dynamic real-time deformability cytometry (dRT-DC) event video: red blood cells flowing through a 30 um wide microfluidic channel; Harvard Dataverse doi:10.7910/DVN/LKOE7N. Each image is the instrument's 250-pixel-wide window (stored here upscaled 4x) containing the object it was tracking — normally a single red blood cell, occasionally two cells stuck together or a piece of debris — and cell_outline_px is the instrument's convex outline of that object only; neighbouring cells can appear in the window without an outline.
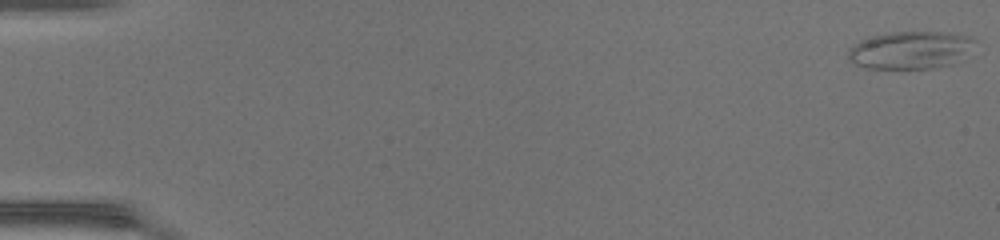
{"species": "common noctule bat (a hibernating species)", "species_latin": "Nyctalus noctula", "temperature_condition": "warm", "stored_images_in_passage": 49, "camera_frame_rate_fps": 3000, "um_per_image_px": 0.085, "animal": {"sex": "female", "body_mass_g": 17.0, "forearm_length_mm": 48.0}, "frame": {"image": 1, "passage_image": 1, "time_ms": 0.0, "image_size_px": [1000, 240], "cell_outline_px": [[976, 40], [956, 64], [932, 68], [864, 68], [848, 60], [848, 48], [860, 40], [888, 32], [948, 32], [972, 36]], "centroid_in_image_um": [77.37, 4.25], "position_along_channel_um": 7.6, "area_um2": 27.8}}
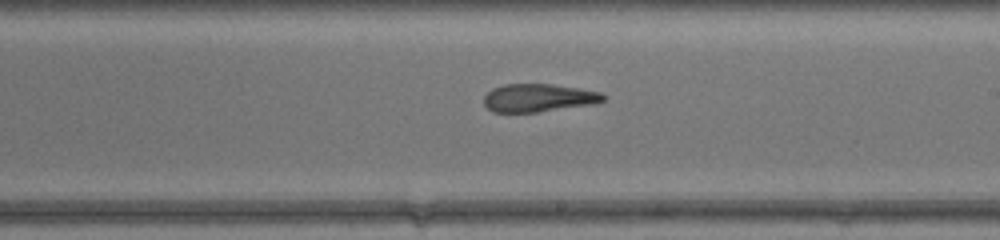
{"frame": {"image": 2, "passage_image": 30, "time_ms": 9.667, "image_size_px": [1000, 240], "cell_outline_px": [[608, 96], [604, 100], [596, 104], [536, 112], [492, 112], [484, 104], [484, 96], [492, 88], [504, 84], [552, 84], [580, 88], [600, 92]], "centroid_in_image_um": [45.8, 8.31], "position_along_channel_um": 243.2, "area_um2": 19.65}}
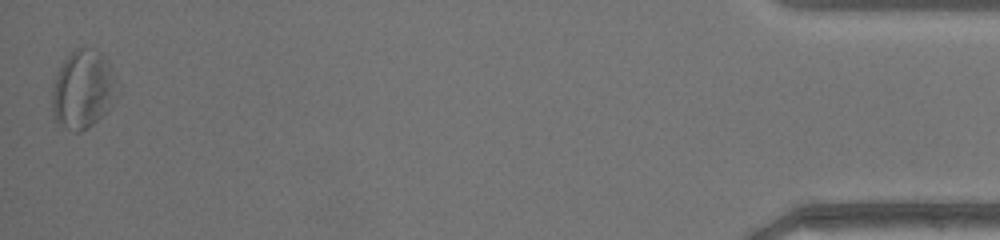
{"frame": {"image": 3, "passage_image": 49, "time_ms": 16.0, "image_size_px": [1000, 240], "cell_outline_px": [[120, 96], [108, 112], [88, 128], [80, 132], [76, 132], [56, 120], [52, 116], [52, 92], [56, 76], [64, 60], [76, 48], [84, 48], [100, 52], [108, 60], [120, 84]], "centroid_in_image_um": [7.15, 7.62], "position_along_channel_um": 428.1, "area_um2": 30.23}, "authors_computed_cell_mechanics": {"area_um2": 22.7732, "velocity_mm_per_s": 4.3096, "shape_relaxation_time_tau1_ms": null, "shape_relaxation_time_tau2_ms": 3.9758, "deformation_change_tau1": null, "deformation_change_tau2": 0.1639}}